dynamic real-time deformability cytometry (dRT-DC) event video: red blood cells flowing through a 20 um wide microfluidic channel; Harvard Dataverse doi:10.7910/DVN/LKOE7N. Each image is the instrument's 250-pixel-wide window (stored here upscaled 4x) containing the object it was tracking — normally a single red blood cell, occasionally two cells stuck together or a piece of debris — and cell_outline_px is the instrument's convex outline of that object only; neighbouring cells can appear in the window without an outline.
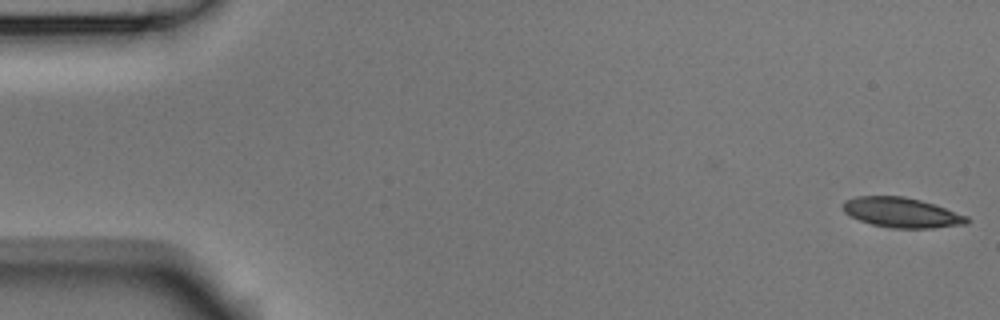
{"species": "Egyptian fruit bat (a non-hibernating species)", "species_latin": "Rousettus aegyptiacus", "temperature_condition": "room temperature", "stored_images_in_passage": 52, "camera_frame_rate_fps": 3000, "um_per_image_px": 0.085, "animal": {"sex": "male"}, "frame": {"image": 1, "passage_image": 1, "time_ms": 0.0, "image_size_px": [1000, 320], "cell_outline_px": [[972, 220], [968, 224], [932, 228], [892, 228], [872, 224], [860, 220], [844, 212], [844, 200], [856, 196], [904, 196], [936, 204], [968, 216]], "centroid_in_image_um": [76.71, 18.06], "position_along_channel_um": 8.3, "area_um2": 21.73}}
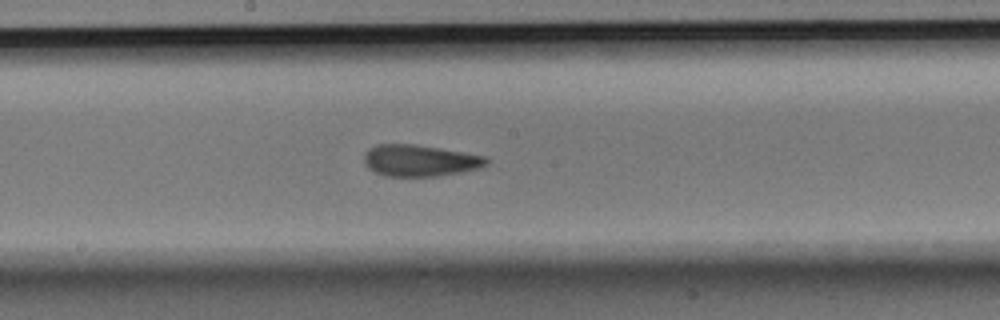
{"frame": {"image": 2, "passage_image": 28, "time_ms": 9.0, "image_size_px": [1000, 320], "cell_outline_px": [[488, 164], [484, 168], [436, 176], [384, 176], [368, 168], [364, 164], [364, 152], [368, 148], [376, 144], [412, 144], [440, 148], [464, 152], [484, 156], [488, 160]], "centroid_in_image_um": [35.68, 13.64], "position_along_channel_um": 212.5, "area_um2": 22.66}}
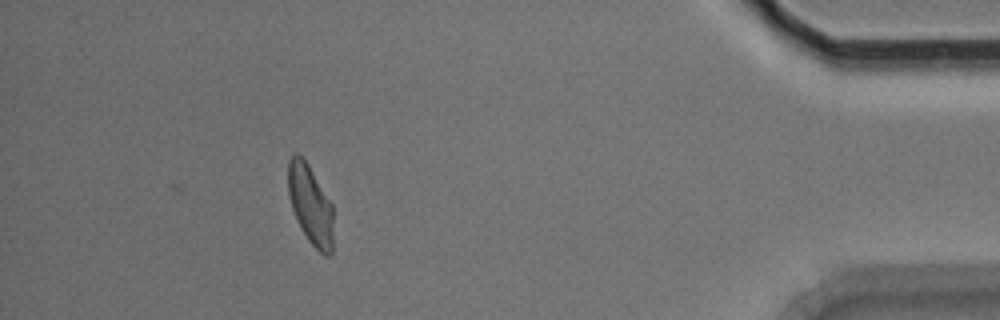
{"frame": {"image": 3, "passage_image": 48, "time_ms": 15.667, "image_size_px": [1000, 320], "cell_outline_px": [[332, 252], [328, 256], [324, 256], [308, 240], [292, 208], [288, 196], [288, 160], [296, 152], [308, 164], [332, 204]], "centroid_in_image_um": [26.38, 17.39], "position_along_channel_um": 408.8, "area_um2": 20.52}, "authors_computed_cell_mechanics": {"area_um2": 22.1085, "velocity_mm_per_s": 3.7645, "shape_relaxation_time_tau1_ms": 8.7056, "shape_relaxation_time_tau2_ms": 2.005, "deformation_change_tau1": 0.1981, "deformation_change_tau2": 0.0845}}